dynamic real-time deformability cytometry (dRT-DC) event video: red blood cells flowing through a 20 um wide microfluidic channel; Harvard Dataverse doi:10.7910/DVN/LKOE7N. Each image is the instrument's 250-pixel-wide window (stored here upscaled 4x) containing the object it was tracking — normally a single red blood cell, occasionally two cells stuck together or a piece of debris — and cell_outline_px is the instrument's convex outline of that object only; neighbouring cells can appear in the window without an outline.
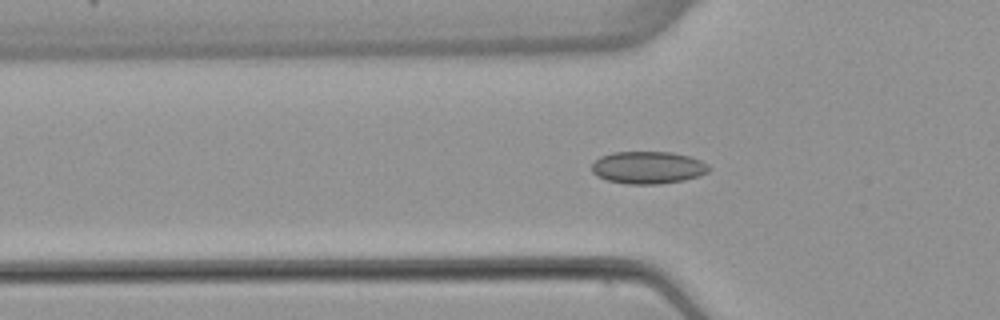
{"species": "common noctule bat (a hibernating species)", "species_latin": "Nyctalus noctula", "temperature_condition": "warm", "stored_images_in_passage": 50, "camera_frame_rate_fps": 3000, "um_per_image_px": 0.085, "animal": {"sex": "female", "body_mass_g": 22.7, "forearm_length_mm": 54.2}, "frame": {"image": 1, "passage_image": 17, "time_ms": 5.333, "image_size_px": [1000, 320], "cell_outline_px": [[712, 168], [708, 172], [700, 176], [684, 180], [656, 184], [628, 184], [608, 180], [596, 176], [592, 172], [592, 164], [600, 156], [612, 152], [672, 152], [692, 156], [708, 164]], "centroid_in_image_um": [55.11, 14.23], "position_along_channel_um": 70.7, "area_um2": 22.31}}
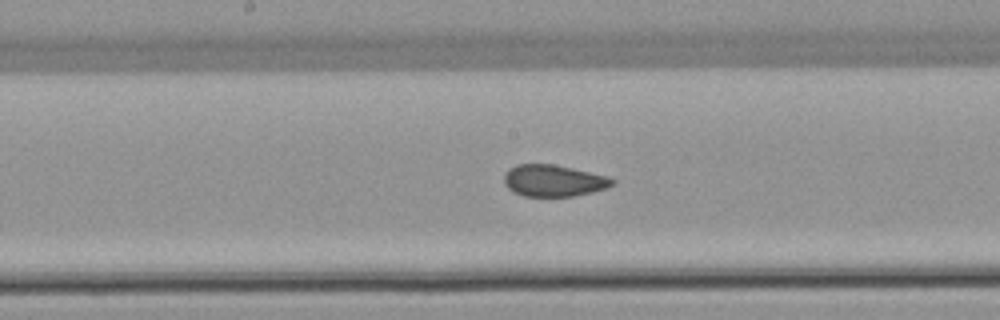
{"frame": {"image": 2, "passage_image": 27, "time_ms": 8.667, "image_size_px": [1000, 320], "cell_outline_px": [[616, 184], [608, 188], [592, 192], [572, 196], [524, 196], [512, 192], [504, 184], [504, 176], [508, 168], [516, 164], [552, 164], [572, 168], [608, 176], [616, 180]], "centroid_in_image_um": [47.06, 15.35], "position_along_channel_um": 201.1, "area_um2": 20.17}}
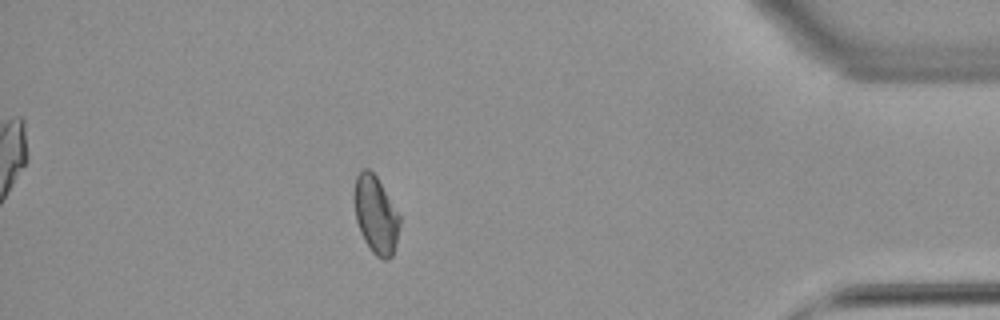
{"frame": {"image": 3, "passage_image": 46, "time_ms": 15.0, "image_size_px": [1000, 320], "cell_outline_px": [[400, 224], [396, 244], [392, 256], [388, 260], [384, 260], [376, 256], [372, 252], [364, 240], [360, 232], [356, 220], [356, 176], [364, 168], [368, 168], [376, 176], [400, 216]], "centroid_in_image_um": [31.97, 18.32], "position_along_channel_um": 403.2, "area_um2": 20.06}, "authors_computed_cell_mechanics": {"area_um2": 20.8369, "velocity_mm_per_s": 3.8916, "shape_relaxation_time_tau1_ms": null, "shape_relaxation_time_tau2_ms": 1.4099, "deformation_change_tau1": null, "deformation_change_tau2": 0.0446}}